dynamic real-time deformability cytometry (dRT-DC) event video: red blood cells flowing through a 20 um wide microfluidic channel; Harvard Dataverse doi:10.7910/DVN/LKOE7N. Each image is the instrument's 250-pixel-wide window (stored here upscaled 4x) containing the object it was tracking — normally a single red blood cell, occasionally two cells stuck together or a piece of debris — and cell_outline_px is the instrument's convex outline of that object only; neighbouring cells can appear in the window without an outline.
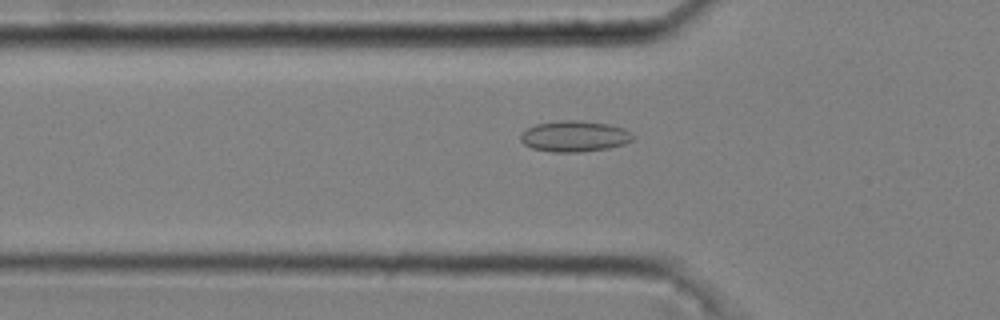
{"species": "common noctule bat (a hibernating species)", "species_latin": "Nyctalus noctula", "temperature_condition": "cold", "stored_images_in_passage": 37, "camera_frame_rate_fps": 3000, "um_per_image_px": 0.085, "animal": {"sex": "male", "body_mass_g": 20.4}, "frame": {"image": 1, "passage_image": 6, "time_ms": 1.667, "image_size_px": [1000, 320], "cell_outline_px": [[636, 136], [632, 140], [624, 144], [608, 148], [580, 152], [552, 152], [532, 148], [524, 144], [520, 140], [520, 132], [536, 124], [556, 120], [580, 120], [608, 124], [624, 128], [632, 132]], "centroid_in_image_um": [48.83, 11.57], "position_along_channel_um": 77.0, "area_um2": 20.52}}
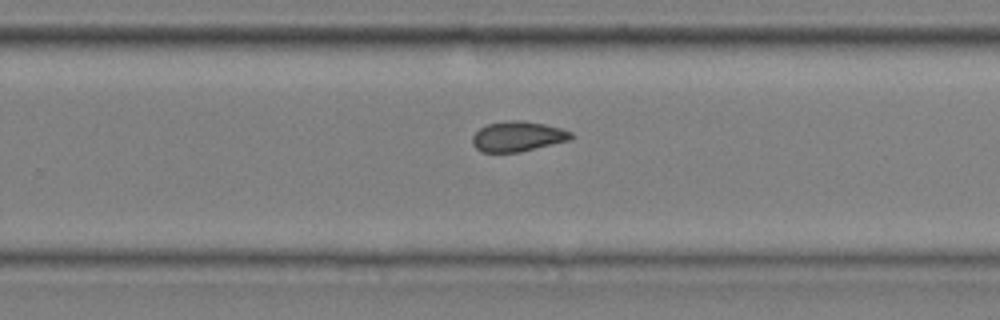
{"frame": {"image": 2, "passage_image": 23, "time_ms": 7.333, "image_size_px": [1000, 320], "cell_outline_px": [[572, 136], [568, 140], [520, 152], [480, 152], [472, 144], [472, 136], [480, 128], [488, 124], [508, 120], [520, 120], [544, 124], [560, 128], [572, 132]], "centroid_in_image_um": [43.96, 11.6], "position_along_channel_um": 285.8, "area_um2": 17.17}}
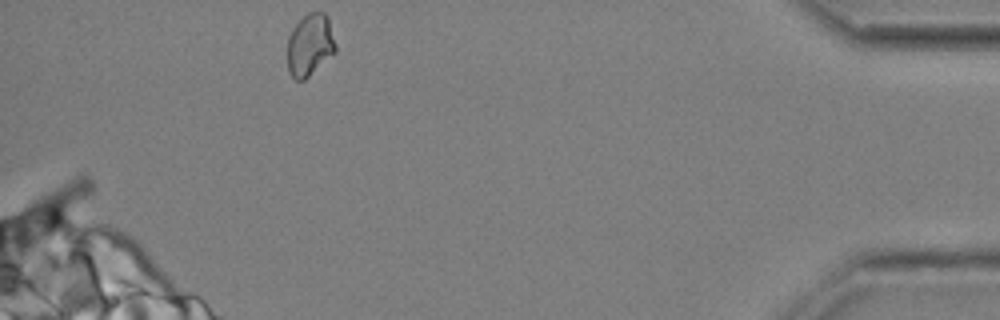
{"frame": {"image": 3, "passage_image": 37, "time_ms": 12.0, "image_size_px": [1000, 320], "cell_outline_px": [[336, 52], [304, 80], [296, 80], [288, 72], [288, 36], [292, 28], [308, 12], [324, 12], [328, 16], [336, 44]], "centroid_in_image_um": [26.35, 3.81], "position_along_channel_um": 408.8, "area_um2": 17.51}, "authors_computed_cell_mechanics": {"area_um2": 17.4556, "velocity_mm_per_s": 3.6837, "shape_relaxation_time_tau1_ms": null, "shape_relaxation_time_tau2_ms": 2.8082, "deformation_change_tau1": null, "deformation_change_tau2": 0.0736}}